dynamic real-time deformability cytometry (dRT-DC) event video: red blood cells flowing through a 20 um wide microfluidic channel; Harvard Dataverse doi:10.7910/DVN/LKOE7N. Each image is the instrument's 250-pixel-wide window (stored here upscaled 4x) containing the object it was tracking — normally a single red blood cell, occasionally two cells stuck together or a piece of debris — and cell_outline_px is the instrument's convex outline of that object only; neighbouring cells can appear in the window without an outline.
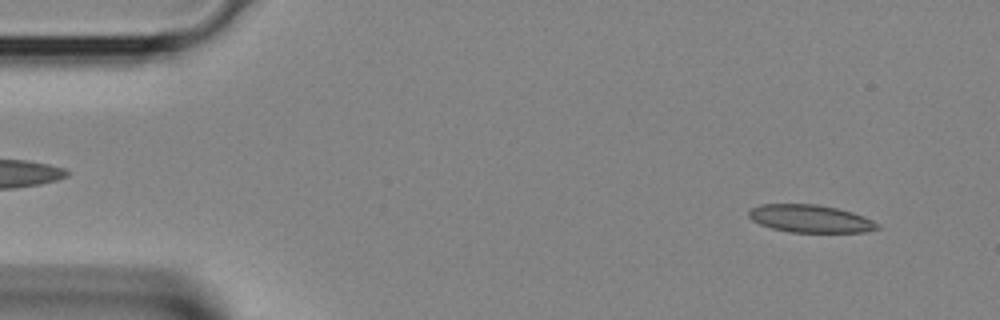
{"species": "Egyptian fruit bat (a non-hibernating species)", "species_latin": "Rousettus aegyptiacus", "temperature_condition": "room temperature", "stored_images_in_passage": 37, "segment_of_instrument_passage": [1, 2], "camera_frame_rate_fps": 3000, "um_per_image_px": 0.085, "animal": {"sex": "female"}, "frame": {"image": 1, "passage_image": 2, "time_ms": 0.333, "image_size_px": [1000, 320], "cell_outline_px": [[880, 228], [864, 232], [792, 232], [772, 228], [760, 224], [752, 220], [748, 216], [748, 212], [752, 208], [760, 204], [816, 204], [836, 208], [852, 212], [864, 216], [880, 224]], "centroid_in_image_um": [68.89, 18.58], "position_along_channel_um": 16.1, "area_um2": 20.69}}
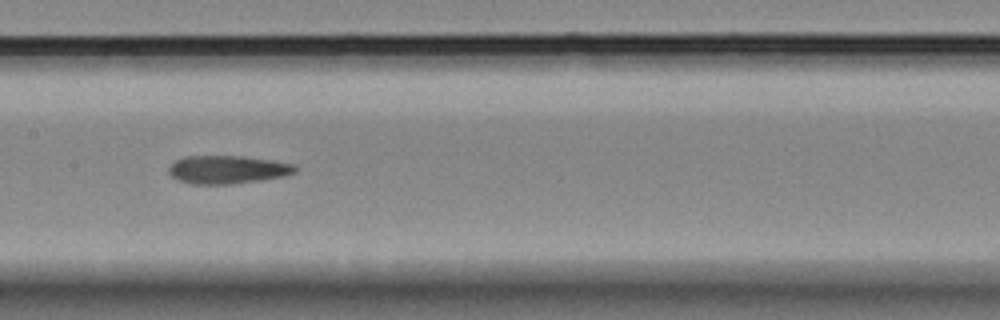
{"frame": {"image": 2, "passage_image": 17, "time_ms": 5.333, "image_size_px": [1000, 320], "cell_outline_px": [[296, 172], [284, 176], [260, 180], [228, 184], [192, 184], [180, 180], [172, 176], [168, 172], [168, 168], [176, 160], [184, 156], [244, 156], [272, 160], [296, 164]], "centroid_in_image_um": [19.35, 14.4], "position_along_channel_um": 188.0, "area_um2": 20.69}}
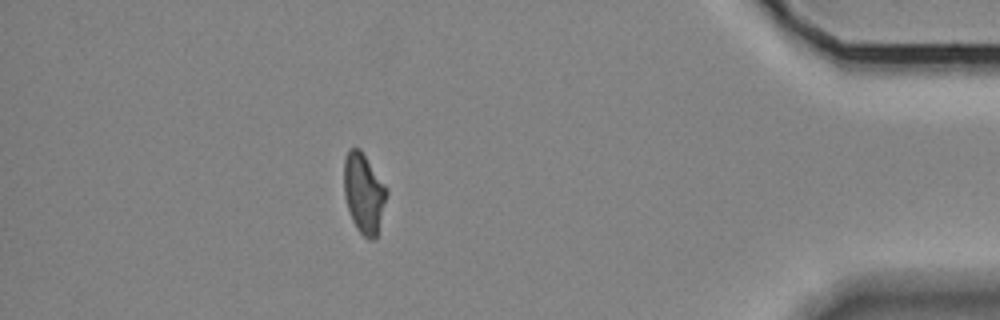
{"frame": {"image": 3, "passage_image": 32, "time_ms": 10.333, "image_size_px": [1000, 320], "cell_outline_px": [[388, 192], [376, 236], [372, 240], [368, 240], [356, 228], [352, 220], [344, 196], [344, 160], [348, 148], [360, 148], [388, 188]], "centroid_in_image_um": [30.92, 16.39], "position_along_channel_um": 404.3, "area_um2": 19.88}}